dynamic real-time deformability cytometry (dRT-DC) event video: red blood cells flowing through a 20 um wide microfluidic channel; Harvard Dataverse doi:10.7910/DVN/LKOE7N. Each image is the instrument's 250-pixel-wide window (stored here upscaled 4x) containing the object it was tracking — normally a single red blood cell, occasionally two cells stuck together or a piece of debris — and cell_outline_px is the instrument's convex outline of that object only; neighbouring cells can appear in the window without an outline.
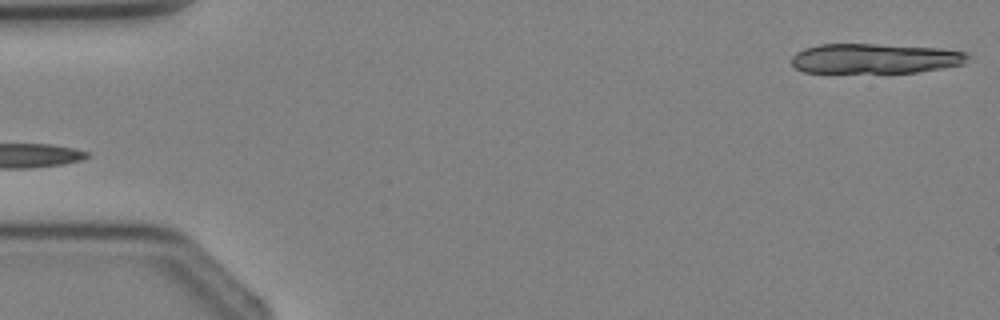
{"species": "Egyptian fruit bat (a non-hibernating species)", "species_latin": "Rousettus aegyptiacus", "temperature_condition": "cold", "stored_images_in_passage": 3, "segment_of_instrument_passage": [2, 2], "camera_frame_rate_fps": 3000, "um_per_image_px": 0.085, "animal": {"sex": "female"}, "frame": {"image": 1, "passage_image": 3, "time_ms": 2.333, "image_size_px": [1000, 320], "cell_outline_px": [[972, 56], [964, 64], [916, 72], [804, 72], [796, 68], [792, 64], [792, 56], [796, 52], [804, 48], [820, 44], [876, 44], [944, 48], [968, 52]], "centroid_in_image_um": [74.42, 4.96], "position_along_channel_um": 10.6, "area_um2": 30.87}}